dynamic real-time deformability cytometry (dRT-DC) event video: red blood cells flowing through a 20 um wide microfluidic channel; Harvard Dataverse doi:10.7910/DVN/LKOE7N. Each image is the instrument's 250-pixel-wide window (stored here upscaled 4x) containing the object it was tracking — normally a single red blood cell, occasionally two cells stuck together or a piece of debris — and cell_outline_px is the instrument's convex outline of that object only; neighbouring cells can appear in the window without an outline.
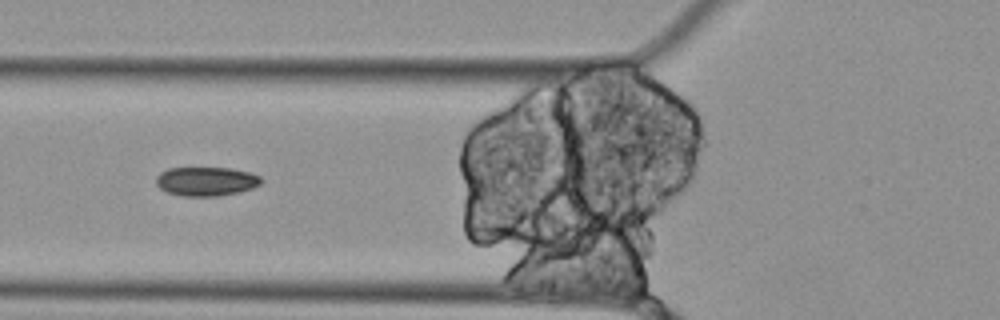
{"species": "Egyptian fruit bat (a non-hibernating species)", "species_latin": "Rousettus aegyptiacus", "temperature_condition": "cold", "stored_images_in_passage": 38, "segment_of_instrument_passage": [2, 2], "camera_frame_rate_fps": 3000, "um_per_image_px": 0.085, "animal": {"sex": "female"}, "frame": {"image": 1, "passage_image": 5, "time_ms": 1.333, "image_size_px": [1000, 320], "cell_outline_px": [[260, 184], [252, 188], [236, 192], [216, 196], [184, 196], [168, 192], [160, 188], [156, 184], [156, 176], [160, 172], [168, 168], [228, 168], [248, 172], [260, 176]], "centroid_in_image_um": [17.48, 15.41], "position_along_channel_um": 108.3, "area_um2": 17.51}}
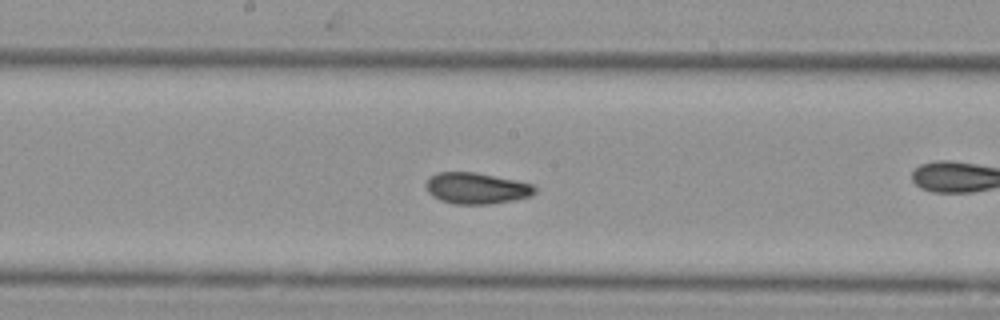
{"frame": {"image": 2, "passage_image": 10, "time_ms": 3.0, "image_size_px": [1000, 320], "cell_outline_px": [[536, 192], [532, 196], [492, 204], [452, 204], [440, 200], [432, 196], [428, 192], [428, 180], [432, 176], [440, 172], [476, 172], [532, 184], [536, 188]], "centroid_in_image_um": [40.53, 16.01], "position_along_channel_um": 207.7, "area_um2": 19.59}}
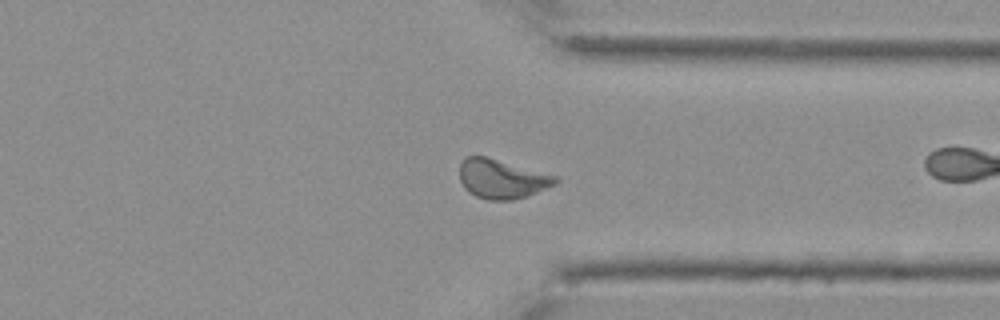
{"frame": {"image": 3, "passage_image": 24, "time_ms": 7.667, "image_size_px": [1000, 320], "cell_outline_px": [[560, 180], [556, 184], [528, 196], [512, 200], [488, 200], [476, 196], [468, 192], [464, 188], [460, 180], [460, 164], [468, 156], [484, 156], [556, 176]], "centroid_in_image_um": [42.65, 15.23], "position_along_channel_um": 368.8, "area_um2": 21.68}}